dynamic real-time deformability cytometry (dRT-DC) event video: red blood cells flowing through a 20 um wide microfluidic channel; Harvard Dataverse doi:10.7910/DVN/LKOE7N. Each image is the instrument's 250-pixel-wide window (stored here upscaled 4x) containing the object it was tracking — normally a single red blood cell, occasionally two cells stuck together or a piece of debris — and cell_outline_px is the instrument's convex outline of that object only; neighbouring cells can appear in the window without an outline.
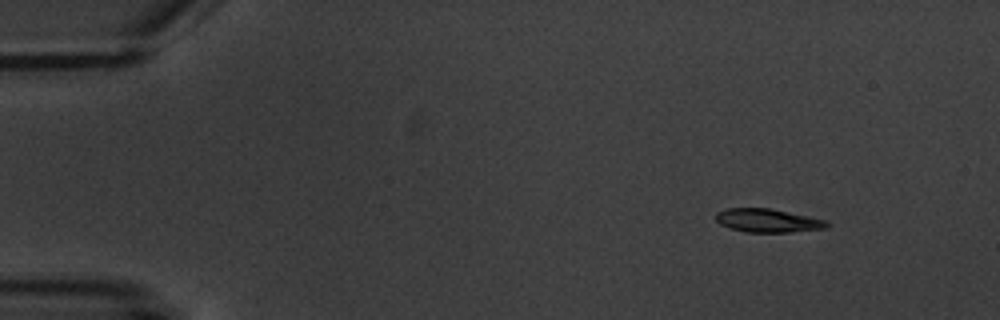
{"species": "common noctule bat (a hibernating species)", "species_latin": "Nyctalus noctula", "temperature_condition": "warm", "stored_images_in_passage": 7, "camera_frame_rate_fps": 3000, "um_per_image_px": 0.085, "animal": {"sex": "male", "body_mass_g": 20.1, "forearm_length_mm": 53.5}, "frame": {"image": 1, "passage_image": 1, "time_ms": 0.0, "image_size_px": [1000, 320], "cell_outline_px": [[828, 228], [788, 232], [744, 232], [720, 224], [716, 220], [716, 212], [728, 208], [768, 208], [828, 220]], "centroid_in_image_um": [65.26, 18.75], "position_along_channel_um": 19.7, "area_um2": 15.09}}
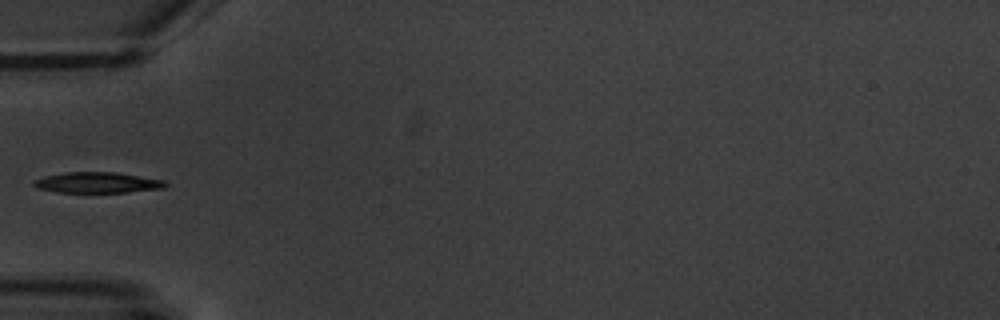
{"frame": {"image": 2, "passage_image": 4, "time_ms": 4.333, "image_size_px": [1000, 320], "cell_outline_px": [[168, 184], [164, 188], [124, 192], [56, 192], [36, 188], [32, 184], [32, 180], [44, 176], [64, 172], [116, 172], [164, 180]], "centroid_in_image_um": [8.23, 15.51], "position_along_channel_um": 76.8, "area_um2": 15.95}}